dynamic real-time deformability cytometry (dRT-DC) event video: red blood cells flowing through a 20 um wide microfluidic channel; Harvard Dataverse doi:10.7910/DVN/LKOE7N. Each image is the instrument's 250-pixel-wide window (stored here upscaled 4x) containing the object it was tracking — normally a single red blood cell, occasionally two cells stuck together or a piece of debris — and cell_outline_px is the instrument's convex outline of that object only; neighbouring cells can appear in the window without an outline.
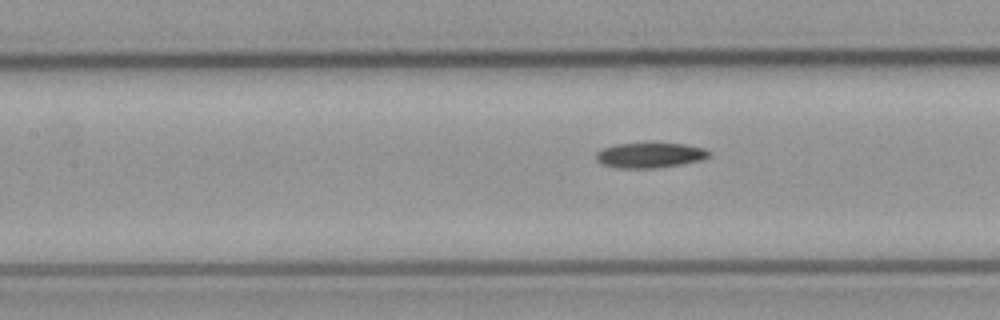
{"species": "common noctule bat (a hibernating species)", "species_latin": "Nyctalus noctula", "temperature_condition": "cold", "stored_images_in_passage": 6, "camera_frame_rate_fps": 3000, "um_per_image_px": 0.085, "animal": {"sex": "male", "body_mass_g": 23.1, "forearm_length_mm": 52.7}, "frame": {"image": 1, "passage_image": 6, "time_ms": 9.667, "image_size_px": [1000, 320], "cell_outline_px": [[712, 152], [708, 156], [700, 160], [680, 164], [656, 168], [620, 168], [604, 164], [596, 160], [596, 152], [604, 148], [616, 144], [684, 144], [704, 148]], "centroid_in_image_um": [55.25, 13.2], "position_along_channel_um": 152.2, "area_um2": 16.18}}